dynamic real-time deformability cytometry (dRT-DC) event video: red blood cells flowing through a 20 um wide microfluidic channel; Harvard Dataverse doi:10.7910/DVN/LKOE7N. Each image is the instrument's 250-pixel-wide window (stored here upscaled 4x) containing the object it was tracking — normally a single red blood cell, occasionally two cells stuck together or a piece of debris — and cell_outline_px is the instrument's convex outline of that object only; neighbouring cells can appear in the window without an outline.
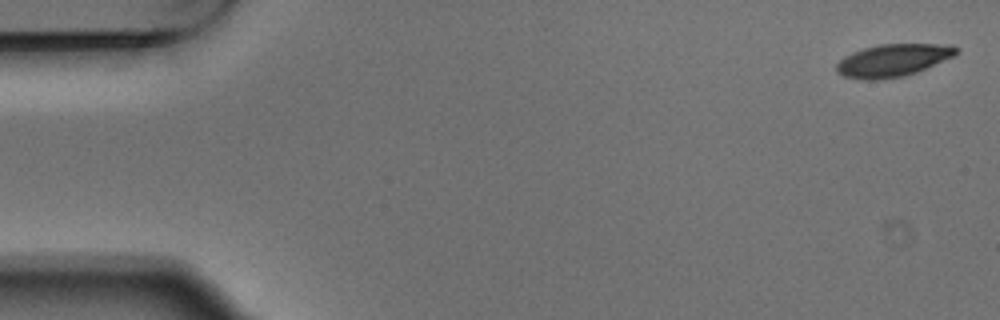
{"species": "Egyptian fruit bat (a non-hibernating species)", "species_latin": "Rousettus aegyptiacus", "temperature_condition": "warm", "stored_images_in_passage": 3, "camera_frame_rate_fps": 3000, "um_per_image_px": 0.085, "animal": {"sex": "male"}, "frame": {"image": 1, "passage_image": 1, "time_ms": 0.0, "image_size_px": [1000, 320], "cell_outline_px": [[956, 52], [952, 56], [916, 72], [904, 76], [876, 80], [864, 80], [844, 76], [836, 72], [836, 64], [844, 56], [852, 52], [864, 48], [880, 44], [952, 44], [956, 48]], "centroid_in_image_um": [75.83, 5.13], "position_along_channel_um": 9.2, "area_um2": 22.43}}